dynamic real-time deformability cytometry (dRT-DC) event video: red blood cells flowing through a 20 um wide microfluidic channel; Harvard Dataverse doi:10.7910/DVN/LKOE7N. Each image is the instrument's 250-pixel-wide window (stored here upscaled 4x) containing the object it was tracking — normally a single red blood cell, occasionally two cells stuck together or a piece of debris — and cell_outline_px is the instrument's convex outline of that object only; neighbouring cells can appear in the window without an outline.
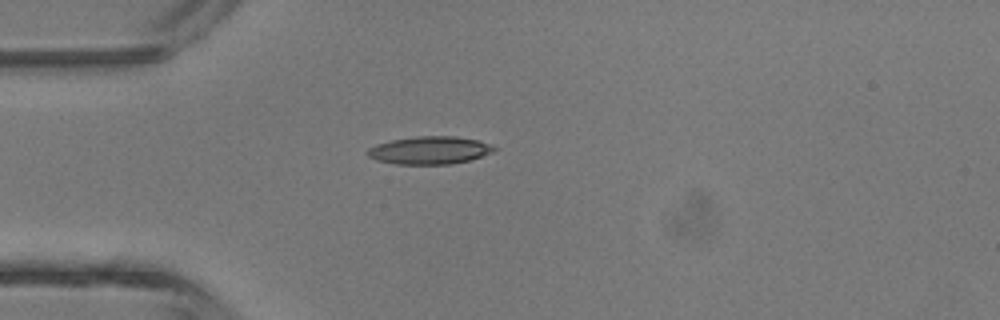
{"species": "common noctule bat (a hibernating species)", "species_latin": "Nyctalus noctula", "temperature_condition": "room temperature", "stored_images_in_passage": 1, "camera_frame_rate_fps": 3000, "um_per_image_px": 0.085, "animal": {"sex": "male", "body_mass_g": 13.3}, "frame": {"image": 1, "passage_image": 1, "time_ms": 0.0, "image_size_px": [1000, 320], "cell_outline_px": [[496, 148], [492, 152], [468, 160], [452, 164], [396, 164], [376, 160], [368, 156], [364, 152], [368, 148], [376, 144], [392, 140], [416, 136], [456, 136], [476, 140], [488, 144]], "centroid_in_image_um": [36.44, 12.77], "position_along_channel_um": 48.6, "area_um2": 20.35}}